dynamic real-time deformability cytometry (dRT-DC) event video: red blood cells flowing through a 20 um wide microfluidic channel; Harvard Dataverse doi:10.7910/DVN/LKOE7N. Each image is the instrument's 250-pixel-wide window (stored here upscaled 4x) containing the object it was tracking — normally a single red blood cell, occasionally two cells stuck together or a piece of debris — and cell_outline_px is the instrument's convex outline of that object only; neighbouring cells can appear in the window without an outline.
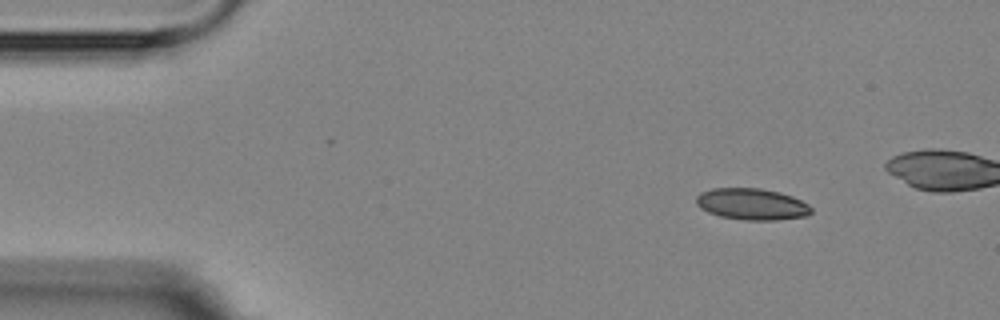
{"species": "Egyptian fruit bat (a non-hibernating species)", "species_latin": "Rousettus aegyptiacus", "temperature_condition": "room temperature", "stored_images_in_passage": 5, "camera_frame_rate_fps": 3000, "um_per_image_px": 0.085, "animal": {"sex": "female"}, "frame": {"image": 1, "passage_image": 1, "time_ms": 0.0, "image_size_px": [1000, 320], "cell_outline_px": [[812, 212], [808, 216], [776, 220], [744, 220], [720, 216], [708, 212], [700, 208], [696, 204], [696, 196], [700, 192], [712, 188], [760, 188], [780, 192], [792, 196], [808, 204], [812, 208]], "centroid_in_image_um": [63.91, 17.35], "position_along_channel_um": 21.1, "area_um2": 21.27}}
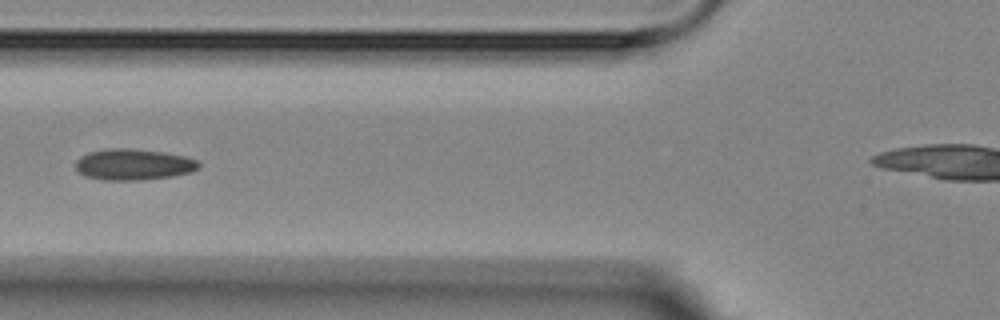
{"frame": {"image": 2, "passage_image": 5, "time_ms": 4.667, "image_size_px": [1000, 320], "cell_outline_px": [[200, 164], [192, 172], [172, 176], [140, 180], [104, 180], [84, 176], [76, 172], [76, 160], [80, 156], [88, 152], [104, 148], [128, 148], [164, 152], [184, 156], [196, 160]], "centroid_in_image_um": [11.28, 13.98], "position_along_channel_um": 114.5, "area_um2": 22.48}}